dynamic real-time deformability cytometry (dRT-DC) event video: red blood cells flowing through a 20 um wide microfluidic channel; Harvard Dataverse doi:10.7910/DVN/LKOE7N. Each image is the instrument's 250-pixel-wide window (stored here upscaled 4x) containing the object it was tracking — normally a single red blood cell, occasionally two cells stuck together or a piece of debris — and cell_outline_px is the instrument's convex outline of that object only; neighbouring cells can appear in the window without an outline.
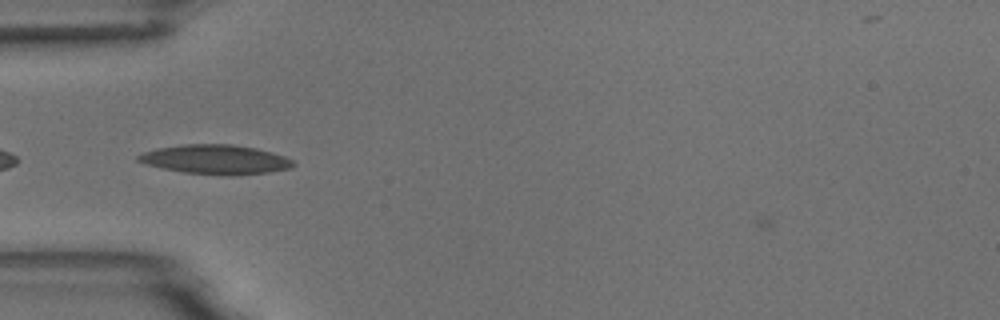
{"species": "common noctule bat (a hibernating species)", "species_latin": "Nyctalus noctula", "temperature_condition": "room temperature", "stored_images_in_passage": 4, "camera_frame_rate_fps": 3000, "um_per_image_px": 0.085, "animal": {"sex": "male", "body_mass_g": 18.8}, "frame": {"image": 1, "passage_image": 2, "time_ms": 2.0, "image_size_px": [1000, 320], "cell_outline_px": [[296, 164], [292, 168], [268, 172], [224, 176], [184, 172], [164, 168], [148, 164], [136, 160], [136, 156], [144, 152], [156, 148], [184, 144], [232, 144], [256, 148], [272, 152], [284, 156], [292, 160]], "centroid_in_image_um": [18.34, 13.55], "position_along_channel_um": 66.7, "area_um2": 26.47}}